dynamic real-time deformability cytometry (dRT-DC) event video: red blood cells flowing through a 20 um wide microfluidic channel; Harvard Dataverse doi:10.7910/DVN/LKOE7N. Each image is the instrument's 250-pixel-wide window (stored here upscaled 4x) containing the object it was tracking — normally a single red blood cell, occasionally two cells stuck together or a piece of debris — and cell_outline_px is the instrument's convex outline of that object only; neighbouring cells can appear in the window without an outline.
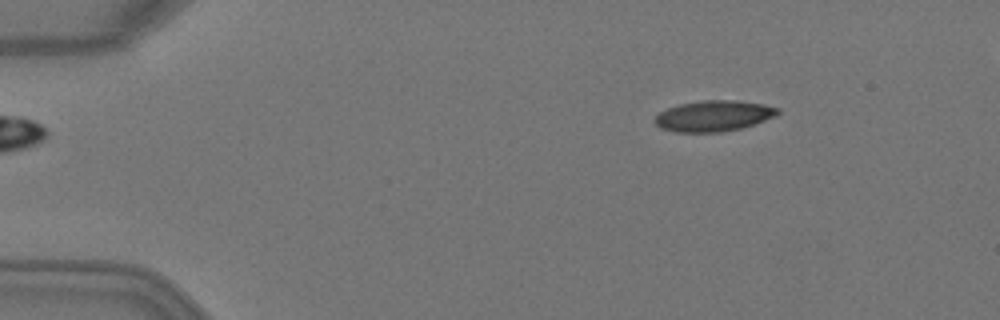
{"species": "Egyptian fruit bat (a non-hibernating species)", "species_latin": "Rousettus aegyptiacus", "temperature_condition": "warm", "stored_images_in_passage": 5, "camera_frame_rate_fps": 3000, "um_per_image_px": 0.085, "animal": {"sex": "female"}, "frame": {"image": 1, "passage_image": 2, "time_ms": 0.333, "image_size_px": [1000, 320], "cell_outline_px": [[780, 112], [776, 116], [740, 128], [720, 132], [676, 132], [660, 128], [652, 120], [660, 112], [668, 108], [680, 104], [704, 100], [736, 100], [764, 104], [780, 108]], "centroid_in_image_um": [60.65, 9.85], "position_along_channel_um": 24.3, "area_um2": 22.02}}